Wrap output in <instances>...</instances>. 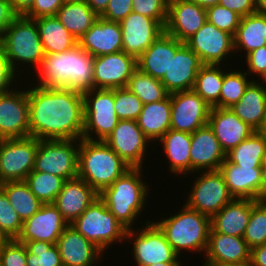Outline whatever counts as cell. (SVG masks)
Returning <instances> with one entry per match:
<instances>
[{
    "mask_svg": "<svg viewBox=\"0 0 266 266\" xmlns=\"http://www.w3.org/2000/svg\"><path fill=\"white\" fill-rule=\"evenodd\" d=\"M27 88L30 136L39 140H80L84 127L83 93L64 87Z\"/></svg>",
    "mask_w": 266,
    "mask_h": 266,
    "instance_id": "cell-1",
    "label": "cell"
},
{
    "mask_svg": "<svg viewBox=\"0 0 266 266\" xmlns=\"http://www.w3.org/2000/svg\"><path fill=\"white\" fill-rule=\"evenodd\" d=\"M93 63L94 57L79 45L66 52L46 54L36 69V84L64 87L80 93L90 91L94 88Z\"/></svg>",
    "mask_w": 266,
    "mask_h": 266,
    "instance_id": "cell-2",
    "label": "cell"
},
{
    "mask_svg": "<svg viewBox=\"0 0 266 266\" xmlns=\"http://www.w3.org/2000/svg\"><path fill=\"white\" fill-rule=\"evenodd\" d=\"M142 170L130 168L99 194L109 211L127 230L133 228L135 219L142 214L149 198V187L141 178Z\"/></svg>",
    "mask_w": 266,
    "mask_h": 266,
    "instance_id": "cell-3",
    "label": "cell"
},
{
    "mask_svg": "<svg viewBox=\"0 0 266 266\" xmlns=\"http://www.w3.org/2000/svg\"><path fill=\"white\" fill-rule=\"evenodd\" d=\"M130 168L104 141L80 139L78 177L98 194Z\"/></svg>",
    "mask_w": 266,
    "mask_h": 266,
    "instance_id": "cell-4",
    "label": "cell"
},
{
    "mask_svg": "<svg viewBox=\"0 0 266 266\" xmlns=\"http://www.w3.org/2000/svg\"><path fill=\"white\" fill-rule=\"evenodd\" d=\"M154 223L164 233L178 256H181L183 250L199 253L204 251L205 255L211 229L210 217L184 204L177 214Z\"/></svg>",
    "mask_w": 266,
    "mask_h": 266,
    "instance_id": "cell-5",
    "label": "cell"
},
{
    "mask_svg": "<svg viewBox=\"0 0 266 266\" xmlns=\"http://www.w3.org/2000/svg\"><path fill=\"white\" fill-rule=\"evenodd\" d=\"M0 46L5 53L10 69L15 75L17 71H20L17 70L20 63H26L28 67L33 66L36 71L46 55L35 20L24 15H18L8 26L4 35L0 38Z\"/></svg>",
    "mask_w": 266,
    "mask_h": 266,
    "instance_id": "cell-6",
    "label": "cell"
},
{
    "mask_svg": "<svg viewBox=\"0 0 266 266\" xmlns=\"http://www.w3.org/2000/svg\"><path fill=\"white\" fill-rule=\"evenodd\" d=\"M71 226L102 252H106L113 242L125 243L127 229L109 211L100 197Z\"/></svg>",
    "mask_w": 266,
    "mask_h": 266,
    "instance_id": "cell-7",
    "label": "cell"
},
{
    "mask_svg": "<svg viewBox=\"0 0 266 266\" xmlns=\"http://www.w3.org/2000/svg\"><path fill=\"white\" fill-rule=\"evenodd\" d=\"M83 99L84 127L82 138L104 141L119 121L114 109V89L93 88L83 93Z\"/></svg>",
    "mask_w": 266,
    "mask_h": 266,
    "instance_id": "cell-8",
    "label": "cell"
},
{
    "mask_svg": "<svg viewBox=\"0 0 266 266\" xmlns=\"http://www.w3.org/2000/svg\"><path fill=\"white\" fill-rule=\"evenodd\" d=\"M80 140H39L34 171L70 180L78 177Z\"/></svg>",
    "mask_w": 266,
    "mask_h": 266,
    "instance_id": "cell-9",
    "label": "cell"
},
{
    "mask_svg": "<svg viewBox=\"0 0 266 266\" xmlns=\"http://www.w3.org/2000/svg\"><path fill=\"white\" fill-rule=\"evenodd\" d=\"M128 238L133 243L132 255L136 266H149L159 262H180L179 256L166 240L164 233L154 222H151V219L146 220L140 230H127L126 240ZM133 239L134 242H132Z\"/></svg>",
    "mask_w": 266,
    "mask_h": 266,
    "instance_id": "cell-10",
    "label": "cell"
},
{
    "mask_svg": "<svg viewBox=\"0 0 266 266\" xmlns=\"http://www.w3.org/2000/svg\"><path fill=\"white\" fill-rule=\"evenodd\" d=\"M191 186L185 204L199 213L212 218L234 197L230 194L223 174L219 170L201 171Z\"/></svg>",
    "mask_w": 266,
    "mask_h": 266,
    "instance_id": "cell-11",
    "label": "cell"
},
{
    "mask_svg": "<svg viewBox=\"0 0 266 266\" xmlns=\"http://www.w3.org/2000/svg\"><path fill=\"white\" fill-rule=\"evenodd\" d=\"M38 139H2L0 143V184L8 181H24L34 169Z\"/></svg>",
    "mask_w": 266,
    "mask_h": 266,
    "instance_id": "cell-12",
    "label": "cell"
},
{
    "mask_svg": "<svg viewBox=\"0 0 266 266\" xmlns=\"http://www.w3.org/2000/svg\"><path fill=\"white\" fill-rule=\"evenodd\" d=\"M16 87L0 90V137L2 139L30 136L29 100L27 90Z\"/></svg>",
    "mask_w": 266,
    "mask_h": 266,
    "instance_id": "cell-13",
    "label": "cell"
},
{
    "mask_svg": "<svg viewBox=\"0 0 266 266\" xmlns=\"http://www.w3.org/2000/svg\"><path fill=\"white\" fill-rule=\"evenodd\" d=\"M184 43L198 55L202 64L223 66L225 59L232 57L231 54H237L233 35L208 21Z\"/></svg>",
    "mask_w": 266,
    "mask_h": 266,
    "instance_id": "cell-14",
    "label": "cell"
},
{
    "mask_svg": "<svg viewBox=\"0 0 266 266\" xmlns=\"http://www.w3.org/2000/svg\"><path fill=\"white\" fill-rule=\"evenodd\" d=\"M104 142L131 168H143L151 143L135 120H119Z\"/></svg>",
    "mask_w": 266,
    "mask_h": 266,
    "instance_id": "cell-15",
    "label": "cell"
},
{
    "mask_svg": "<svg viewBox=\"0 0 266 266\" xmlns=\"http://www.w3.org/2000/svg\"><path fill=\"white\" fill-rule=\"evenodd\" d=\"M210 110L194 90L171 93V129L194 133L208 124Z\"/></svg>",
    "mask_w": 266,
    "mask_h": 266,
    "instance_id": "cell-16",
    "label": "cell"
},
{
    "mask_svg": "<svg viewBox=\"0 0 266 266\" xmlns=\"http://www.w3.org/2000/svg\"><path fill=\"white\" fill-rule=\"evenodd\" d=\"M137 68V59L124 51L94 57L93 86L97 89L126 88Z\"/></svg>",
    "mask_w": 266,
    "mask_h": 266,
    "instance_id": "cell-17",
    "label": "cell"
},
{
    "mask_svg": "<svg viewBox=\"0 0 266 266\" xmlns=\"http://www.w3.org/2000/svg\"><path fill=\"white\" fill-rule=\"evenodd\" d=\"M120 26L123 51L136 59L165 32L160 22L133 11L120 21Z\"/></svg>",
    "mask_w": 266,
    "mask_h": 266,
    "instance_id": "cell-18",
    "label": "cell"
},
{
    "mask_svg": "<svg viewBox=\"0 0 266 266\" xmlns=\"http://www.w3.org/2000/svg\"><path fill=\"white\" fill-rule=\"evenodd\" d=\"M68 225L53 203L42 204L38 212L23 222L17 240L21 243L45 241L56 244Z\"/></svg>",
    "mask_w": 266,
    "mask_h": 266,
    "instance_id": "cell-19",
    "label": "cell"
},
{
    "mask_svg": "<svg viewBox=\"0 0 266 266\" xmlns=\"http://www.w3.org/2000/svg\"><path fill=\"white\" fill-rule=\"evenodd\" d=\"M207 21L206 9L189 0H169L165 32L185 42Z\"/></svg>",
    "mask_w": 266,
    "mask_h": 266,
    "instance_id": "cell-20",
    "label": "cell"
},
{
    "mask_svg": "<svg viewBox=\"0 0 266 266\" xmlns=\"http://www.w3.org/2000/svg\"><path fill=\"white\" fill-rule=\"evenodd\" d=\"M202 65L198 55L184 43L171 56L168 72H165L160 81L169 94L193 90L196 75Z\"/></svg>",
    "mask_w": 266,
    "mask_h": 266,
    "instance_id": "cell-21",
    "label": "cell"
},
{
    "mask_svg": "<svg viewBox=\"0 0 266 266\" xmlns=\"http://www.w3.org/2000/svg\"><path fill=\"white\" fill-rule=\"evenodd\" d=\"M225 159L226 153L208 124L191 133L190 174L219 170Z\"/></svg>",
    "mask_w": 266,
    "mask_h": 266,
    "instance_id": "cell-22",
    "label": "cell"
},
{
    "mask_svg": "<svg viewBox=\"0 0 266 266\" xmlns=\"http://www.w3.org/2000/svg\"><path fill=\"white\" fill-rule=\"evenodd\" d=\"M208 125L226 154L255 131L231 108L211 107Z\"/></svg>",
    "mask_w": 266,
    "mask_h": 266,
    "instance_id": "cell-23",
    "label": "cell"
},
{
    "mask_svg": "<svg viewBox=\"0 0 266 266\" xmlns=\"http://www.w3.org/2000/svg\"><path fill=\"white\" fill-rule=\"evenodd\" d=\"M99 197V194L83 179L65 180L54 205L63 219L71 225Z\"/></svg>",
    "mask_w": 266,
    "mask_h": 266,
    "instance_id": "cell-24",
    "label": "cell"
},
{
    "mask_svg": "<svg viewBox=\"0 0 266 266\" xmlns=\"http://www.w3.org/2000/svg\"><path fill=\"white\" fill-rule=\"evenodd\" d=\"M63 266H94L103 252L68 225L56 242Z\"/></svg>",
    "mask_w": 266,
    "mask_h": 266,
    "instance_id": "cell-25",
    "label": "cell"
},
{
    "mask_svg": "<svg viewBox=\"0 0 266 266\" xmlns=\"http://www.w3.org/2000/svg\"><path fill=\"white\" fill-rule=\"evenodd\" d=\"M78 45L93 57L123 51L120 22L99 17L78 40Z\"/></svg>",
    "mask_w": 266,
    "mask_h": 266,
    "instance_id": "cell-26",
    "label": "cell"
},
{
    "mask_svg": "<svg viewBox=\"0 0 266 266\" xmlns=\"http://www.w3.org/2000/svg\"><path fill=\"white\" fill-rule=\"evenodd\" d=\"M219 171L234 198L260 201L261 167H241L225 159Z\"/></svg>",
    "mask_w": 266,
    "mask_h": 266,
    "instance_id": "cell-27",
    "label": "cell"
},
{
    "mask_svg": "<svg viewBox=\"0 0 266 266\" xmlns=\"http://www.w3.org/2000/svg\"><path fill=\"white\" fill-rule=\"evenodd\" d=\"M184 43L163 32L137 59L138 69L153 78L161 80L168 72L171 56Z\"/></svg>",
    "mask_w": 266,
    "mask_h": 266,
    "instance_id": "cell-28",
    "label": "cell"
},
{
    "mask_svg": "<svg viewBox=\"0 0 266 266\" xmlns=\"http://www.w3.org/2000/svg\"><path fill=\"white\" fill-rule=\"evenodd\" d=\"M251 249L243 237L209 232L204 263H245L250 262Z\"/></svg>",
    "mask_w": 266,
    "mask_h": 266,
    "instance_id": "cell-29",
    "label": "cell"
},
{
    "mask_svg": "<svg viewBox=\"0 0 266 266\" xmlns=\"http://www.w3.org/2000/svg\"><path fill=\"white\" fill-rule=\"evenodd\" d=\"M252 201L234 198L211 218V228L217 233L242 237L251 216Z\"/></svg>",
    "mask_w": 266,
    "mask_h": 266,
    "instance_id": "cell-30",
    "label": "cell"
},
{
    "mask_svg": "<svg viewBox=\"0 0 266 266\" xmlns=\"http://www.w3.org/2000/svg\"><path fill=\"white\" fill-rule=\"evenodd\" d=\"M252 80L245 89L244 95L230 108L245 123L256 130L266 116L265 81Z\"/></svg>",
    "mask_w": 266,
    "mask_h": 266,
    "instance_id": "cell-31",
    "label": "cell"
},
{
    "mask_svg": "<svg viewBox=\"0 0 266 266\" xmlns=\"http://www.w3.org/2000/svg\"><path fill=\"white\" fill-rule=\"evenodd\" d=\"M137 123L152 144L158 141L171 129V94L161 101L143 104Z\"/></svg>",
    "mask_w": 266,
    "mask_h": 266,
    "instance_id": "cell-32",
    "label": "cell"
},
{
    "mask_svg": "<svg viewBox=\"0 0 266 266\" xmlns=\"http://www.w3.org/2000/svg\"><path fill=\"white\" fill-rule=\"evenodd\" d=\"M169 163V172L190 175L191 133L169 129L159 140Z\"/></svg>",
    "mask_w": 266,
    "mask_h": 266,
    "instance_id": "cell-33",
    "label": "cell"
},
{
    "mask_svg": "<svg viewBox=\"0 0 266 266\" xmlns=\"http://www.w3.org/2000/svg\"><path fill=\"white\" fill-rule=\"evenodd\" d=\"M34 20L46 54L66 52L78 45V40L63 26L56 15Z\"/></svg>",
    "mask_w": 266,
    "mask_h": 266,
    "instance_id": "cell-34",
    "label": "cell"
},
{
    "mask_svg": "<svg viewBox=\"0 0 266 266\" xmlns=\"http://www.w3.org/2000/svg\"><path fill=\"white\" fill-rule=\"evenodd\" d=\"M234 38V50L246 55L266 45V15L252 13L241 17ZM240 49V50H239Z\"/></svg>",
    "mask_w": 266,
    "mask_h": 266,
    "instance_id": "cell-35",
    "label": "cell"
},
{
    "mask_svg": "<svg viewBox=\"0 0 266 266\" xmlns=\"http://www.w3.org/2000/svg\"><path fill=\"white\" fill-rule=\"evenodd\" d=\"M56 17L77 40L99 18L85 0L64 3L57 11Z\"/></svg>",
    "mask_w": 266,
    "mask_h": 266,
    "instance_id": "cell-36",
    "label": "cell"
},
{
    "mask_svg": "<svg viewBox=\"0 0 266 266\" xmlns=\"http://www.w3.org/2000/svg\"><path fill=\"white\" fill-rule=\"evenodd\" d=\"M0 188L23 222L38 212L42 206L25 181L4 182L0 184Z\"/></svg>",
    "mask_w": 266,
    "mask_h": 266,
    "instance_id": "cell-37",
    "label": "cell"
},
{
    "mask_svg": "<svg viewBox=\"0 0 266 266\" xmlns=\"http://www.w3.org/2000/svg\"><path fill=\"white\" fill-rule=\"evenodd\" d=\"M226 159L241 167H261L266 159V141L254 131L226 154Z\"/></svg>",
    "mask_w": 266,
    "mask_h": 266,
    "instance_id": "cell-38",
    "label": "cell"
},
{
    "mask_svg": "<svg viewBox=\"0 0 266 266\" xmlns=\"http://www.w3.org/2000/svg\"><path fill=\"white\" fill-rule=\"evenodd\" d=\"M222 83L221 65L203 64L196 75L193 90L211 107H219Z\"/></svg>",
    "mask_w": 266,
    "mask_h": 266,
    "instance_id": "cell-39",
    "label": "cell"
},
{
    "mask_svg": "<svg viewBox=\"0 0 266 266\" xmlns=\"http://www.w3.org/2000/svg\"><path fill=\"white\" fill-rule=\"evenodd\" d=\"M126 88L134 93L143 104L161 101L169 95L160 80L138 68L129 78Z\"/></svg>",
    "mask_w": 266,
    "mask_h": 266,
    "instance_id": "cell-40",
    "label": "cell"
},
{
    "mask_svg": "<svg viewBox=\"0 0 266 266\" xmlns=\"http://www.w3.org/2000/svg\"><path fill=\"white\" fill-rule=\"evenodd\" d=\"M24 181L42 204H49L54 203L65 180L57 175L32 170Z\"/></svg>",
    "mask_w": 266,
    "mask_h": 266,
    "instance_id": "cell-41",
    "label": "cell"
},
{
    "mask_svg": "<svg viewBox=\"0 0 266 266\" xmlns=\"http://www.w3.org/2000/svg\"><path fill=\"white\" fill-rule=\"evenodd\" d=\"M246 71H226L223 69V83L219 98L220 108H230L237 103L240 98L244 95L245 89L251 80L248 77Z\"/></svg>",
    "mask_w": 266,
    "mask_h": 266,
    "instance_id": "cell-42",
    "label": "cell"
},
{
    "mask_svg": "<svg viewBox=\"0 0 266 266\" xmlns=\"http://www.w3.org/2000/svg\"><path fill=\"white\" fill-rule=\"evenodd\" d=\"M27 266H63L56 244L45 241L24 242Z\"/></svg>",
    "mask_w": 266,
    "mask_h": 266,
    "instance_id": "cell-43",
    "label": "cell"
},
{
    "mask_svg": "<svg viewBox=\"0 0 266 266\" xmlns=\"http://www.w3.org/2000/svg\"><path fill=\"white\" fill-rule=\"evenodd\" d=\"M248 247L266 243V203L258 200L252 201V211L249 223L242 236Z\"/></svg>",
    "mask_w": 266,
    "mask_h": 266,
    "instance_id": "cell-44",
    "label": "cell"
},
{
    "mask_svg": "<svg viewBox=\"0 0 266 266\" xmlns=\"http://www.w3.org/2000/svg\"><path fill=\"white\" fill-rule=\"evenodd\" d=\"M143 103L127 88L114 89V109L119 120L137 121Z\"/></svg>",
    "mask_w": 266,
    "mask_h": 266,
    "instance_id": "cell-45",
    "label": "cell"
},
{
    "mask_svg": "<svg viewBox=\"0 0 266 266\" xmlns=\"http://www.w3.org/2000/svg\"><path fill=\"white\" fill-rule=\"evenodd\" d=\"M23 227V221L11 206L5 192L0 188V228L10 239H17Z\"/></svg>",
    "mask_w": 266,
    "mask_h": 266,
    "instance_id": "cell-46",
    "label": "cell"
},
{
    "mask_svg": "<svg viewBox=\"0 0 266 266\" xmlns=\"http://www.w3.org/2000/svg\"><path fill=\"white\" fill-rule=\"evenodd\" d=\"M207 21L220 30L226 31L233 36L240 24L241 16L234 11L221 5H214L206 9Z\"/></svg>",
    "mask_w": 266,
    "mask_h": 266,
    "instance_id": "cell-47",
    "label": "cell"
},
{
    "mask_svg": "<svg viewBox=\"0 0 266 266\" xmlns=\"http://www.w3.org/2000/svg\"><path fill=\"white\" fill-rule=\"evenodd\" d=\"M169 0H132V11L148 16L164 27L168 17Z\"/></svg>",
    "mask_w": 266,
    "mask_h": 266,
    "instance_id": "cell-48",
    "label": "cell"
},
{
    "mask_svg": "<svg viewBox=\"0 0 266 266\" xmlns=\"http://www.w3.org/2000/svg\"><path fill=\"white\" fill-rule=\"evenodd\" d=\"M26 246L17 239H11L0 249V262L2 266H27Z\"/></svg>",
    "mask_w": 266,
    "mask_h": 266,
    "instance_id": "cell-49",
    "label": "cell"
},
{
    "mask_svg": "<svg viewBox=\"0 0 266 266\" xmlns=\"http://www.w3.org/2000/svg\"><path fill=\"white\" fill-rule=\"evenodd\" d=\"M248 75L258 74L257 76L262 81H266V45L254 49L245 55Z\"/></svg>",
    "mask_w": 266,
    "mask_h": 266,
    "instance_id": "cell-50",
    "label": "cell"
},
{
    "mask_svg": "<svg viewBox=\"0 0 266 266\" xmlns=\"http://www.w3.org/2000/svg\"><path fill=\"white\" fill-rule=\"evenodd\" d=\"M132 12V0H109V4L101 18L120 22Z\"/></svg>",
    "mask_w": 266,
    "mask_h": 266,
    "instance_id": "cell-51",
    "label": "cell"
},
{
    "mask_svg": "<svg viewBox=\"0 0 266 266\" xmlns=\"http://www.w3.org/2000/svg\"><path fill=\"white\" fill-rule=\"evenodd\" d=\"M63 4V0H34L32 8L24 16L31 19L55 16Z\"/></svg>",
    "mask_w": 266,
    "mask_h": 266,
    "instance_id": "cell-52",
    "label": "cell"
},
{
    "mask_svg": "<svg viewBox=\"0 0 266 266\" xmlns=\"http://www.w3.org/2000/svg\"><path fill=\"white\" fill-rule=\"evenodd\" d=\"M219 5L234 11L241 17L255 13V0H220Z\"/></svg>",
    "mask_w": 266,
    "mask_h": 266,
    "instance_id": "cell-53",
    "label": "cell"
},
{
    "mask_svg": "<svg viewBox=\"0 0 266 266\" xmlns=\"http://www.w3.org/2000/svg\"><path fill=\"white\" fill-rule=\"evenodd\" d=\"M15 76L17 77L18 74L15 75L10 69L5 53L0 46V90L11 88L12 82L17 81Z\"/></svg>",
    "mask_w": 266,
    "mask_h": 266,
    "instance_id": "cell-54",
    "label": "cell"
},
{
    "mask_svg": "<svg viewBox=\"0 0 266 266\" xmlns=\"http://www.w3.org/2000/svg\"><path fill=\"white\" fill-rule=\"evenodd\" d=\"M17 16L13 11L10 0H0V38Z\"/></svg>",
    "mask_w": 266,
    "mask_h": 266,
    "instance_id": "cell-55",
    "label": "cell"
},
{
    "mask_svg": "<svg viewBox=\"0 0 266 266\" xmlns=\"http://www.w3.org/2000/svg\"><path fill=\"white\" fill-rule=\"evenodd\" d=\"M250 263L252 266H266V243L251 249Z\"/></svg>",
    "mask_w": 266,
    "mask_h": 266,
    "instance_id": "cell-56",
    "label": "cell"
},
{
    "mask_svg": "<svg viewBox=\"0 0 266 266\" xmlns=\"http://www.w3.org/2000/svg\"><path fill=\"white\" fill-rule=\"evenodd\" d=\"M17 15H25L33 6L34 0H10Z\"/></svg>",
    "mask_w": 266,
    "mask_h": 266,
    "instance_id": "cell-57",
    "label": "cell"
},
{
    "mask_svg": "<svg viewBox=\"0 0 266 266\" xmlns=\"http://www.w3.org/2000/svg\"><path fill=\"white\" fill-rule=\"evenodd\" d=\"M90 8L100 17L106 10L109 0H85Z\"/></svg>",
    "mask_w": 266,
    "mask_h": 266,
    "instance_id": "cell-58",
    "label": "cell"
},
{
    "mask_svg": "<svg viewBox=\"0 0 266 266\" xmlns=\"http://www.w3.org/2000/svg\"><path fill=\"white\" fill-rule=\"evenodd\" d=\"M260 201L266 203V159L261 165Z\"/></svg>",
    "mask_w": 266,
    "mask_h": 266,
    "instance_id": "cell-59",
    "label": "cell"
},
{
    "mask_svg": "<svg viewBox=\"0 0 266 266\" xmlns=\"http://www.w3.org/2000/svg\"><path fill=\"white\" fill-rule=\"evenodd\" d=\"M191 2H194L195 4L207 9L209 7H212L214 5H218L220 0H189Z\"/></svg>",
    "mask_w": 266,
    "mask_h": 266,
    "instance_id": "cell-60",
    "label": "cell"
},
{
    "mask_svg": "<svg viewBox=\"0 0 266 266\" xmlns=\"http://www.w3.org/2000/svg\"><path fill=\"white\" fill-rule=\"evenodd\" d=\"M255 12L266 15V0H255Z\"/></svg>",
    "mask_w": 266,
    "mask_h": 266,
    "instance_id": "cell-61",
    "label": "cell"
},
{
    "mask_svg": "<svg viewBox=\"0 0 266 266\" xmlns=\"http://www.w3.org/2000/svg\"><path fill=\"white\" fill-rule=\"evenodd\" d=\"M203 266H252L250 262L245 263H204Z\"/></svg>",
    "mask_w": 266,
    "mask_h": 266,
    "instance_id": "cell-62",
    "label": "cell"
},
{
    "mask_svg": "<svg viewBox=\"0 0 266 266\" xmlns=\"http://www.w3.org/2000/svg\"><path fill=\"white\" fill-rule=\"evenodd\" d=\"M255 131L266 141V116Z\"/></svg>",
    "mask_w": 266,
    "mask_h": 266,
    "instance_id": "cell-63",
    "label": "cell"
},
{
    "mask_svg": "<svg viewBox=\"0 0 266 266\" xmlns=\"http://www.w3.org/2000/svg\"><path fill=\"white\" fill-rule=\"evenodd\" d=\"M11 239L0 228V249L5 246Z\"/></svg>",
    "mask_w": 266,
    "mask_h": 266,
    "instance_id": "cell-64",
    "label": "cell"
},
{
    "mask_svg": "<svg viewBox=\"0 0 266 266\" xmlns=\"http://www.w3.org/2000/svg\"><path fill=\"white\" fill-rule=\"evenodd\" d=\"M149 266H182V264L181 262H163V263L159 262Z\"/></svg>",
    "mask_w": 266,
    "mask_h": 266,
    "instance_id": "cell-65",
    "label": "cell"
},
{
    "mask_svg": "<svg viewBox=\"0 0 266 266\" xmlns=\"http://www.w3.org/2000/svg\"><path fill=\"white\" fill-rule=\"evenodd\" d=\"M75 1H81V0H63L64 3H70V2H75Z\"/></svg>",
    "mask_w": 266,
    "mask_h": 266,
    "instance_id": "cell-66",
    "label": "cell"
}]
</instances>
